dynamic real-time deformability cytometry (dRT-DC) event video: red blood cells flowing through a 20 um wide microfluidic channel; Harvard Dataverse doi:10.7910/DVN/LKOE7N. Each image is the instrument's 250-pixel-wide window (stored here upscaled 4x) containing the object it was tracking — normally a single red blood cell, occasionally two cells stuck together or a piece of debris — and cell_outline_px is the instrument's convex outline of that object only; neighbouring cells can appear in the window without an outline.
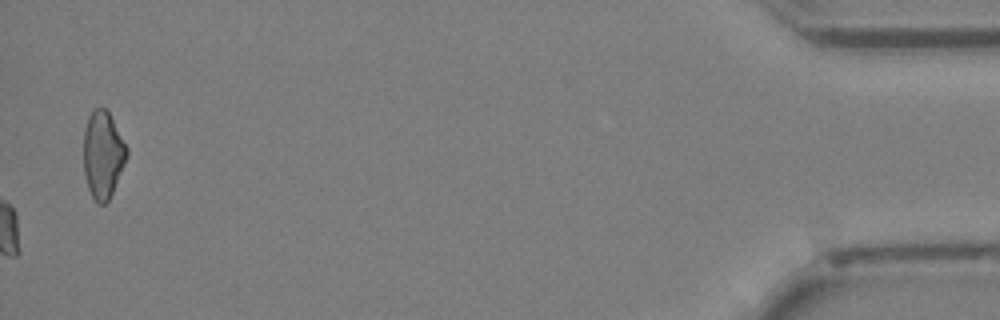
{"species": "Egyptian fruit bat (a non-hibernating species)", "species_latin": "Rousettus aegyptiacus", "temperature_condition": "cold", "stored_images_in_passage": 34, "camera_frame_rate_fps": 3000, "um_per_image_px": 0.085, "animal": {"sex": "female"}, "frame": {"image": 1, "passage_image": 34, "time_ms": 11.0, "image_size_px": [1000, 320], "cell_outline_px": [[128, 156], [112, 192], [108, 200], [104, 204], [100, 204], [92, 196], [88, 188], [84, 172], [84, 128], [88, 116], [92, 108], [100, 104], [108, 112], [128, 148]], "centroid_in_image_um": [8.74, 13.09], "position_along_channel_um": 426.5, "area_um2": 21.91}}